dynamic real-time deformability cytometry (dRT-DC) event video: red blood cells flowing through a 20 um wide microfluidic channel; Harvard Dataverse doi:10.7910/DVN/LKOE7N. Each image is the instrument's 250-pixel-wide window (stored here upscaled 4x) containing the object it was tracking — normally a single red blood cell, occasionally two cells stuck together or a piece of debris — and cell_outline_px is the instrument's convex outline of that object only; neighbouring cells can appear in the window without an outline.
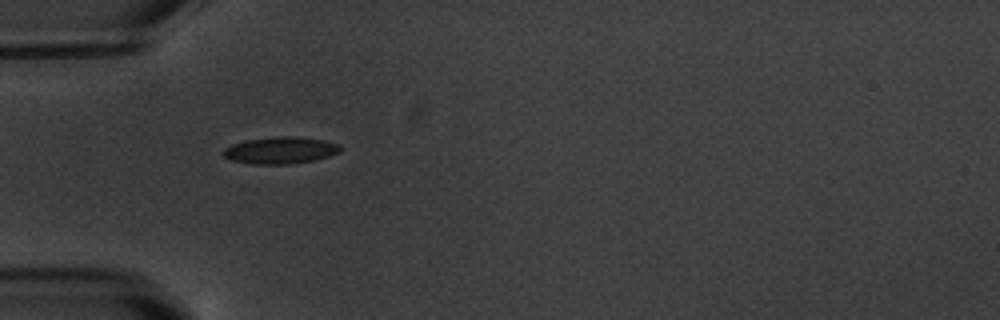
{"species": "common noctule bat (a hibernating species)", "species_latin": "Nyctalus noctula", "temperature_condition": "warm", "stored_images_in_passage": 3, "camera_frame_rate_fps": 3000, "um_per_image_px": 0.085, "animal": {"sex": "male", "body_mass_g": 20.1, "forearm_length_mm": 53.5}, "frame": {"image": 1, "passage_image": 1, "time_ms": 0.0, "image_size_px": [1000, 320], "cell_outline_px": [[340, 152], [328, 156], [312, 160], [288, 164], [252, 164], [232, 160], [224, 156], [220, 152], [224, 148], [232, 144], [248, 140], [280, 136], [292, 136], [324, 140], [340, 144]], "centroid_in_image_um": [23.81, 12.77], "position_along_channel_um": 61.2, "area_um2": 18.15}}
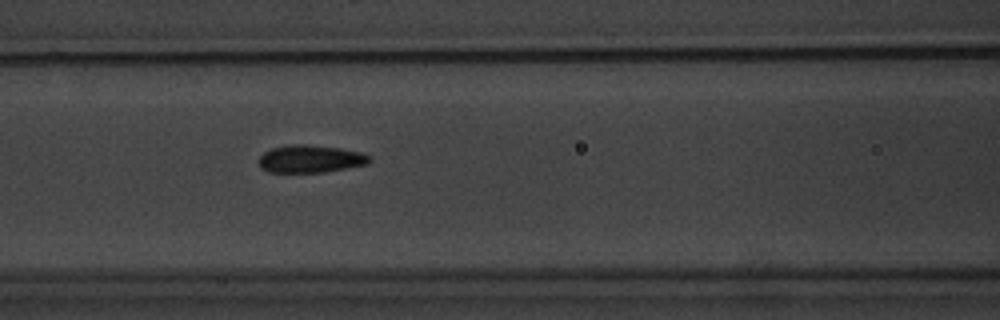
{"frame": {"image": 2, "passage_image": 3, "time_ms": 2.333, "image_size_px": [1000, 320], "cell_outline_px": [[372, 160], [368, 164], [324, 172], [268, 172], [260, 168], [256, 160], [264, 152], [272, 148], [292, 144], [304, 144], [340, 148], [360, 152], [368, 156]], "centroid_in_image_um": [26.34, 13.51], "position_along_channel_um": 140.3, "area_um2": 17.86}}